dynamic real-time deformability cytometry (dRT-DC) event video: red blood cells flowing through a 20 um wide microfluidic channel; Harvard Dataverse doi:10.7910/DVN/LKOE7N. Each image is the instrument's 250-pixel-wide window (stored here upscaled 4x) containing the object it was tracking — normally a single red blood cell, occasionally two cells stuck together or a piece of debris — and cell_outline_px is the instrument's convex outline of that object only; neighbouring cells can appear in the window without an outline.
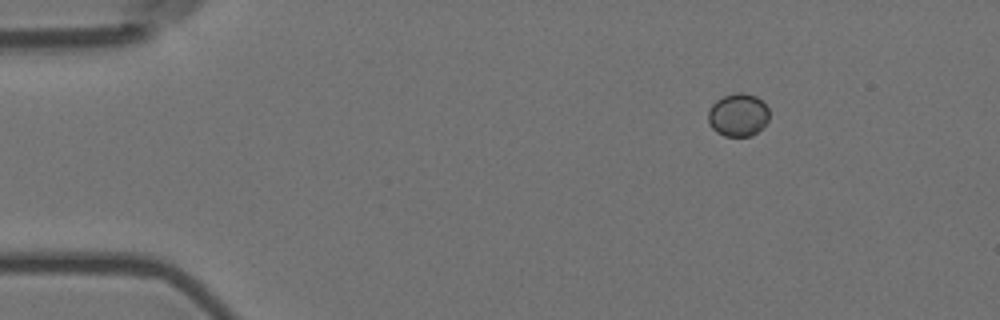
{"species": "Egyptian fruit bat (a non-hibernating species)", "species_latin": "Rousettus aegyptiacus", "temperature_condition": "room temperature", "stored_images_in_passage": 3, "camera_frame_rate_fps": 3000, "um_per_image_px": 0.085, "animal": {"sex": "female"}, "frame": {"image": 1, "passage_image": 1, "time_ms": 0.0, "image_size_px": [1000, 320], "cell_outline_px": [[768, 120], [752, 136], [724, 136], [716, 132], [708, 124], [708, 112], [712, 104], [716, 100], [724, 96], [736, 92], [740, 92], [756, 96], [768, 108]], "centroid_in_image_um": [62.7, 9.77], "position_along_channel_um": 22.3, "area_um2": 15.2}}